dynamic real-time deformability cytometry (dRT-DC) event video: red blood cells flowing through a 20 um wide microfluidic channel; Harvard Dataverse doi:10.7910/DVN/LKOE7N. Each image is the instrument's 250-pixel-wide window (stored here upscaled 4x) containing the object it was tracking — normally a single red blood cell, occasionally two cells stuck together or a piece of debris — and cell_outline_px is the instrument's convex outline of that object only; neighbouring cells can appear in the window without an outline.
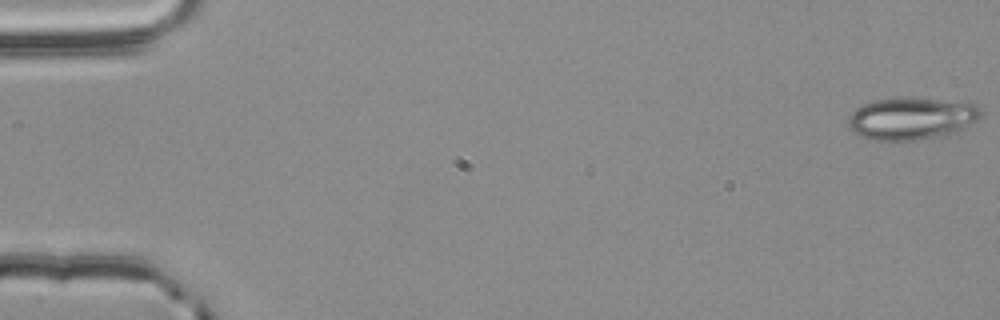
{"species": "common noctule bat (a hibernating species)", "species_latin": "Nyctalus noctula", "temperature_condition": "room temperature", "stored_images_in_passage": 18, "camera_frame_rate_fps": 3000, "um_per_image_px": 0.085, "animal": {"sex": "male", "body_mass_g": 20.4}, "frame": {"image": 1, "passage_image": 1, "time_ms": 0.0, "image_size_px": [1000, 320], "cell_outline_px": [[980, 116], [976, 120], [956, 132], [944, 136], [920, 140], [872, 140], [860, 136], [848, 124], [848, 116], [852, 112], [864, 104], [876, 100], [936, 100], [976, 104], [980, 108]], "centroid_in_image_um": [77.48, 10.12], "position_along_channel_um": 7.5, "area_um2": 31.56}}